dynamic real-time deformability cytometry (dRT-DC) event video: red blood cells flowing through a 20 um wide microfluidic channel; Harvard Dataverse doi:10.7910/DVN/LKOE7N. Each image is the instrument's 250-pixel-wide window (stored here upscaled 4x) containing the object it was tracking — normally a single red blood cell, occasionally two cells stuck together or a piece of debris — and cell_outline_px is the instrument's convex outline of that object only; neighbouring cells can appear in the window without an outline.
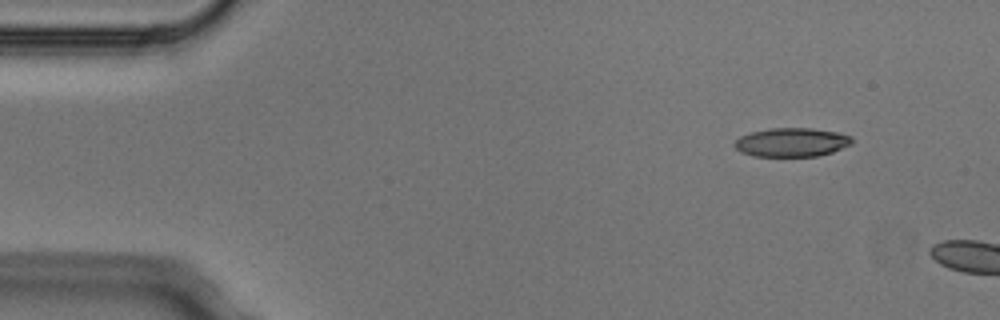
{"species": "Egyptian fruit bat (a non-hibernating species)", "species_latin": "Rousettus aegyptiacus", "temperature_condition": "cold", "stored_images_in_passage": 2, "camera_frame_rate_fps": 3000, "um_per_image_px": 0.085, "animal": {"sex": "male"}, "frame": {"image": 1, "passage_image": 1, "time_ms": 0.0, "image_size_px": [1000, 320], "cell_outline_px": [[852, 144], [832, 152], [816, 156], [752, 156], [740, 152], [732, 144], [740, 136], [752, 132], [768, 128], [812, 128], [840, 132], [852, 136]], "centroid_in_image_um": [67.29, 12.09], "position_along_channel_um": 17.7, "area_um2": 19.88}}